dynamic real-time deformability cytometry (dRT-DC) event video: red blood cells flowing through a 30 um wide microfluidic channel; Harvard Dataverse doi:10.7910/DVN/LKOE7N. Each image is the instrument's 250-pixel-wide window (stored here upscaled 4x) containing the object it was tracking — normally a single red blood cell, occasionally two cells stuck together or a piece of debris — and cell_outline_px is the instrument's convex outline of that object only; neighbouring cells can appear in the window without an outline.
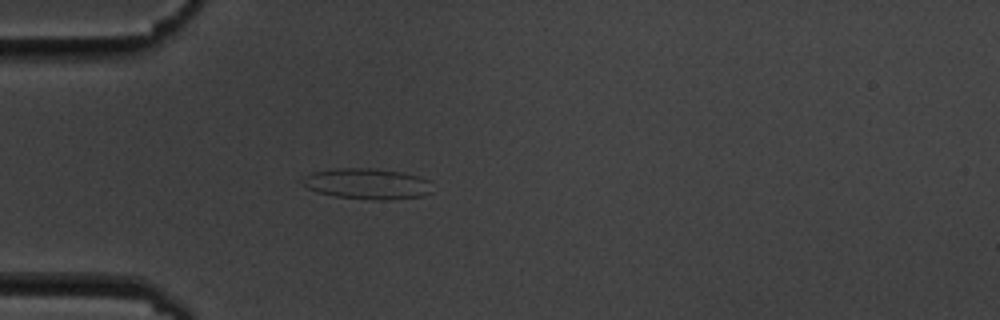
{"species": "common noctule bat (a hibernating species)", "species_latin": "Nyctalus noctula", "temperature_condition": "cold", "stored_images_in_passage": 4, "camera_frame_rate_fps": 3000, "um_per_image_px": 0.085, "animal": {"sex": "male", "body_mass_g": 19.5, "forearm_length_mm": 54.6}, "frame": {"image": 1, "passage_image": 4, "time_ms": 3.333, "image_size_px": [1000, 320], "cell_outline_px": [[432, 192], [424, 196], [388, 200], [376, 200], [336, 196], [316, 192], [308, 188], [300, 180], [304, 176], [312, 172], [336, 168], [372, 168], [400, 172], [420, 176], [428, 180]], "centroid_in_image_um": [31.21, 15.62], "position_along_channel_um": 53.8, "area_um2": 23.35}}